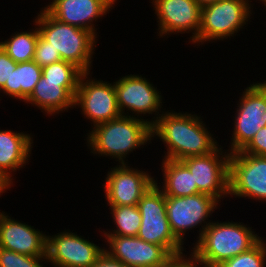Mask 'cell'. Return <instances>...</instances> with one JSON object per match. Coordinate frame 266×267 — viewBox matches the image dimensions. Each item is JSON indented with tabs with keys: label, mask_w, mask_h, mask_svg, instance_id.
I'll use <instances>...</instances> for the list:
<instances>
[{
	"label": "cell",
	"mask_w": 266,
	"mask_h": 267,
	"mask_svg": "<svg viewBox=\"0 0 266 267\" xmlns=\"http://www.w3.org/2000/svg\"><path fill=\"white\" fill-rule=\"evenodd\" d=\"M260 2H262V6H265L266 7V0H259Z\"/></svg>",
	"instance_id": "cell-35"
},
{
	"label": "cell",
	"mask_w": 266,
	"mask_h": 267,
	"mask_svg": "<svg viewBox=\"0 0 266 267\" xmlns=\"http://www.w3.org/2000/svg\"><path fill=\"white\" fill-rule=\"evenodd\" d=\"M104 246L64 229L47 235L46 255L54 267H92L104 253Z\"/></svg>",
	"instance_id": "cell-13"
},
{
	"label": "cell",
	"mask_w": 266,
	"mask_h": 267,
	"mask_svg": "<svg viewBox=\"0 0 266 267\" xmlns=\"http://www.w3.org/2000/svg\"><path fill=\"white\" fill-rule=\"evenodd\" d=\"M61 60L59 52L55 51L50 43L39 34L33 61L40 67H44Z\"/></svg>",
	"instance_id": "cell-28"
},
{
	"label": "cell",
	"mask_w": 266,
	"mask_h": 267,
	"mask_svg": "<svg viewBox=\"0 0 266 267\" xmlns=\"http://www.w3.org/2000/svg\"><path fill=\"white\" fill-rule=\"evenodd\" d=\"M161 165L163 182L157 183L155 178V183L165 196L184 197L199 193L192 173L181 161L162 159Z\"/></svg>",
	"instance_id": "cell-21"
},
{
	"label": "cell",
	"mask_w": 266,
	"mask_h": 267,
	"mask_svg": "<svg viewBox=\"0 0 266 267\" xmlns=\"http://www.w3.org/2000/svg\"><path fill=\"white\" fill-rule=\"evenodd\" d=\"M90 130L86 133L90 153L100 157L109 156L116 159L118 164H129V153L152 143L151 125L148 121L136 117L121 115L95 125Z\"/></svg>",
	"instance_id": "cell-2"
},
{
	"label": "cell",
	"mask_w": 266,
	"mask_h": 267,
	"mask_svg": "<svg viewBox=\"0 0 266 267\" xmlns=\"http://www.w3.org/2000/svg\"><path fill=\"white\" fill-rule=\"evenodd\" d=\"M200 7L206 6L211 3L219 2L221 0H194Z\"/></svg>",
	"instance_id": "cell-34"
},
{
	"label": "cell",
	"mask_w": 266,
	"mask_h": 267,
	"mask_svg": "<svg viewBox=\"0 0 266 267\" xmlns=\"http://www.w3.org/2000/svg\"><path fill=\"white\" fill-rule=\"evenodd\" d=\"M105 237L104 252L128 267H162L171 255L160 245L137 236L101 235Z\"/></svg>",
	"instance_id": "cell-16"
},
{
	"label": "cell",
	"mask_w": 266,
	"mask_h": 267,
	"mask_svg": "<svg viewBox=\"0 0 266 267\" xmlns=\"http://www.w3.org/2000/svg\"><path fill=\"white\" fill-rule=\"evenodd\" d=\"M237 109L228 152L241 151L262 128L266 127V80L244 88Z\"/></svg>",
	"instance_id": "cell-8"
},
{
	"label": "cell",
	"mask_w": 266,
	"mask_h": 267,
	"mask_svg": "<svg viewBox=\"0 0 266 267\" xmlns=\"http://www.w3.org/2000/svg\"><path fill=\"white\" fill-rule=\"evenodd\" d=\"M34 24V29L15 32L10 38L0 41V46L16 62H29L34 59L35 48L39 36V30Z\"/></svg>",
	"instance_id": "cell-23"
},
{
	"label": "cell",
	"mask_w": 266,
	"mask_h": 267,
	"mask_svg": "<svg viewBox=\"0 0 266 267\" xmlns=\"http://www.w3.org/2000/svg\"><path fill=\"white\" fill-rule=\"evenodd\" d=\"M104 188L108 206L137 205L141 197L155 183V178L146 170L132 168L129 164L110 167Z\"/></svg>",
	"instance_id": "cell-14"
},
{
	"label": "cell",
	"mask_w": 266,
	"mask_h": 267,
	"mask_svg": "<svg viewBox=\"0 0 266 267\" xmlns=\"http://www.w3.org/2000/svg\"><path fill=\"white\" fill-rule=\"evenodd\" d=\"M92 267H128L122 262L109 257L105 252L97 259Z\"/></svg>",
	"instance_id": "cell-32"
},
{
	"label": "cell",
	"mask_w": 266,
	"mask_h": 267,
	"mask_svg": "<svg viewBox=\"0 0 266 267\" xmlns=\"http://www.w3.org/2000/svg\"><path fill=\"white\" fill-rule=\"evenodd\" d=\"M42 76V67L33 60L29 62L17 63L9 78V84H5L0 89V95L6 94L8 97L25 102L33 92L35 85ZM1 98V97H0Z\"/></svg>",
	"instance_id": "cell-22"
},
{
	"label": "cell",
	"mask_w": 266,
	"mask_h": 267,
	"mask_svg": "<svg viewBox=\"0 0 266 267\" xmlns=\"http://www.w3.org/2000/svg\"><path fill=\"white\" fill-rule=\"evenodd\" d=\"M190 255V256H189ZM189 255L180 253L172 255L162 267H201V263L197 260L196 256L190 252Z\"/></svg>",
	"instance_id": "cell-31"
},
{
	"label": "cell",
	"mask_w": 266,
	"mask_h": 267,
	"mask_svg": "<svg viewBox=\"0 0 266 267\" xmlns=\"http://www.w3.org/2000/svg\"><path fill=\"white\" fill-rule=\"evenodd\" d=\"M47 234L0 210V247L28 256L46 255Z\"/></svg>",
	"instance_id": "cell-18"
},
{
	"label": "cell",
	"mask_w": 266,
	"mask_h": 267,
	"mask_svg": "<svg viewBox=\"0 0 266 267\" xmlns=\"http://www.w3.org/2000/svg\"><path fill=\"white\" fill-rule=\"evenodd\" d=\"M36 14L33 22L36 23L40 35L59 52L61 59L74 64L83 73L91 72L98 41L96 37L88 30L55 19L43 7Z\"/></svg>",
	"instance_id": "cell-4"
},
{
	"label": "cell",
	"mask_w": 266,
	"mask_h": 267,
	"mask_svg": "<svg viewBox=\"0 0 266 267\" xmlns=\"http://www.w3.org/2000/svg\"><path fill=\"white\" fill-rule=\"evenodd\" d=\"M219 204L216 198L204 193L184 197L166 196V214L174 236L184 245L185 234L195 227H201L197 231L198 237L194 240L196 243L212 222L209 217L219 209Z\"/></svg>",
	"instance_id": "cell-7"
},
{
	"label": "cell",
	"mask_w": 266,
	"mask_h": 267,
	"mask_svg": "<svg viewBox=\"0 0 266 267\" xmlns=\"http://www.w3.org/2000/svg\"><path fill=\"white\" fill-rule=\"evenodd\" d=\"M266 202V156L231 153L229 158V197Z\"/></svg>",
	"instance_id": "cell-11"
},
{
	"label": "cell",
	"mask_w": 266,
	"mask_h": 267,
	"mask_svg": "<svg viewBox=\"0 0 266 267\" xmlns=\"http://www.w3.org/2000/svg\"><path fill=\"white\" fill-rule=\"evenodd\" d=\"M141 226L137 237L162 246L171 256L183 253L185 246L174 236L166 214V196L154 183L137 203Z\"/></svg>",
	"instance_id": "cell-6"
},
{
	"label": "cell",
	"mask_w": 266,
	"mask_h": 267,
	"mask_svg": "<svg viewBox=\"0 0 266 267\" xmlns=\"http://www.w3.org/2000/svg\"><path fill=\"white\" fill-rule=\"evenodd\" d=\"M151 126V136L166 144L162 159L181 161L190 156H204L220 145L209 127L203 123V116L195 113L165 111ZM170 111V112H169Z\"/></svg>",
	"instance_id": "cell-1"
},
{
	"label": "cell",
	"mask_w": 266,
	"mask_h": 267,
	"mask_svg": "<svg viewBox=\"0 0 266 267\" xmlns=\"http://www.w3.org/2000/svg\"><path fill=\"white\" fill-rule=\"evenodd\" d=\"M239 153L266 156V127H262Z\"/></svg>",
	"instance_id": "cell-29"
},
{
	"label": "cell",
	"mask_w": 266,
	"mask_h": 267,
	"mask_svg": "<svg viewBox=\"0 0 266 267\" xmlns=\"http://www.w3.org/2000/svg\"><path fill=\"white\" fill-rule=\"evenodd\" d=\"M78 84L79 82L45 81V77L41 76L25 104L36 106L48 116H59V113L74 109Z\"/></svg>",
	"instance_id": "cell-19"
},
{
	"label": "cell",
	"mask_w": 266,
	"mask_h": 267,
	"mask_svg": "<svg viewBox=\"0 0 266 267\" xmlns=\"http://www.w3.org/2000/svg\"><path fill=\"white\" fill-rule=\"evenodd\" d=\"M33 140L31 133L0 128V175L12 186L14 185L12 176L16 175L14 172L29 164Z\"/></svg>",
	"instance_id": "cell-20"
},
{
	"label": "cell",
	"mask_w": 266,
	"mask_h": 267,
	"mask_svg": "<svg viewBox=\"0 0 266 267\" xmlns=\"http://www.w3.org/2000/svg\"><path fill=\"white\" fill-rule=\"evenodd\" d=\"M90 73L85 72L80 76L74 108H80L83 116L91 121V127H94L116 119L122 114L118 108L114 82L97 80L98 78L95 79Z\"/></svg>",
	"instance_id": "cell-10"
},
{
	"label": "cell",
	"mask_w": 266,
	"mask_h": 267,
	"mask_svg": "<svg viewBox=\"0 0 266 267\" xmlns=\"http://www.w3.org/2000/svg\"><path fill=\"white\" fill-rule=\"evenodd\" d=\"M112 215L113 229L102 230V235L137 236L141 226V214L137 205L133 206H109Z\"/></svg>",
	"instance_id": "cell-24"
},
{
	"label": "cell",
	"mask_w": 266,
	"mask_h": 267,
	"mask_svg": "<svg viewBox=\"0 0 266 267\" xmlns=\"http://www.w3.org/2000/svg\"><path fill=\"white\" fill-rule=\"evenodd\" d=\"M16 65L17 63L0 46V89L9 84V78Z\"/></svg>",
	"instance_id": "cell-30"
},
{
	"label": "cell",
	"mask_w": 266,
	"mask_h": 267,
	"mask_svg": "<svg viewBox=\"0 0 266 267\" xmlns=\"http://www.w3.org/2000/svg\"><path fill=\"white\" fill-rule=\"evenodd\" d=\"M118 0H52L44 8L57 20L88 30L96 38V21L114 9Z\"/></svg>",
	"instance_id": "cell-17"
},
{
	"label": "cell",
	"mask_w": 266,
	"mask_h": 267,
	"mask_svg": "<svg viewBox=\"0 0 266 267\" xmlns=\"http://www.w3.org/2000/svg\"><path fill=\"white\" fill-rule=\"evenodd\" d=\"M222 148L220 145L210 154L181 160L192 173L198 192L213 196L220 203L221 199L229 197L230 153Z\"/></svg>",
	"instance_id": "cell-12"
},
{
	"label": "cell",
	"mask_w": 266,
	"mask_h": 267,
	"mask_svg": "<svg viewBox=\"0 0 266 267\" xmlns=\"http://www.w3.org/2000/svg\"><path fill=\"white\" fill-rule=\"evenodd\" d=\"M266 240L263 238L250 250L221 263L218 267H265Z\"/></svg>",
	"instance_id": "cell-25"
},
{
	"label": "cell",
	"mask_w": 266,
	"mask_h": 267,
	"mask_svg": "<svg viewBox=\"0 0 266 267\" xmlns=\"http://www.w3.org/2000/svg\"><path fill=\"white\" fill-rule=\"evenodd\" d=\"M250 2L252 1L221 0L201 7L197 46L210 41H224L227 38L230 40L231 36L234 38L247 22H251L254 4Z\"/></svg>",
	"instance_id": "cell-5"
},
{
	"label": "cell",
	"mask_w": 266,
	"mask_h": 267,
	"mask_svg": "<svg viewBox=\"0 0 266 267\" xmlns=\"http://www.w3.org/2000/svg\"><path fill=\"white\" fill-rule=\"evenodd\" d=\"M82 73L74 64L63 60L42 67V76L45 77V81L79 82Z\"/></svg>",
	"instance_id": "cell-26"
},
{
	"label": "cell",
	"mask_w": 266,
	"mask_h": 267,
	"mask_svg": "<svg viewBox=\"0 0 266 267\" xmlns=\"http://www.w3.org/2000/svg\"><path fill=\"white\" fill-rule=\"evenodd\" d=\"M47 255L28 256L0 247V267H45Z\"/></svg>",
	"instance_id": "cell-27"
},
{
	"label": "cell",
	"mask_w": 266,
	"mask_h": 267,
	"mask_svg": "<svg viewBox=\"0 0 266 267\" xmlns=\"http://www.w3.org/2000/svg\"><path fill=\"white\" fill-rule=\"evenodd\" d=\"M157 15V36L192 33L190 42L197 46L201 7L194 0H151Z\"/></svg>",
	"instance_id": "cell-15"
},
{
	"label": "cell",
	"mask_w": 266,
	"mask_h": 267,
	"mask_svg": "<svg viewBox=\"0 0 266 267\" xmlns=\"http://www.w3.org/2000/svg\"><path fill=\"white\" fill-rule=\"evenodd\" d=\"M12 185L9 184L1 175H0V197L5 193L7 190H11L10 188Z\"/></svg>",
	"instance_id": "cell-33"
},
{
	"label": "cell",
	"mask_w": 266,
	"mask_h": 267,
	"mask_svg": "<svg viewBox=\"0 0 266 267\" xmlns=\"http://www.w3.org/2000/svg\"><path fill=\"white\" fill-rule=\"evenodd\" d=\"M242 222L212 221L190 250L202 267H218L224 261L244 253L261 239L254 229Z\"/></svg>",
	"instance_id": "cell-3"
},
{
	"label": "cell",
	"mask_w": 266,
	"mask_h": 267,
	"mask_svg": "<svg viewBox=\"0 0 266 267\" xmlns=\"http://www.w3.org/2000/svg\"><path fill=\"white\" fill-rule=\"evenodd\" d=\"M114 86L118 108L122 115L148 120L152 126L164 112L161 111V108L163 109L161 91L157 90V87L155 88L153 83L144 76L135 73L121 76L114 82ZM128 111L132 113L129 114ZM147 114L148 116L154 114V116L151 120L144 119Z\"/></svg>",
	"instance_id": "cell-9"
}]
</instances>
